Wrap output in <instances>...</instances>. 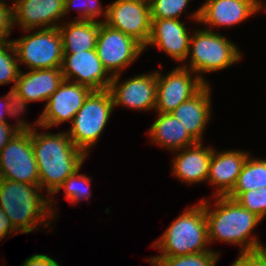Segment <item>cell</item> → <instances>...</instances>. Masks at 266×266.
Segmentation results:
<instances>
[{
	"mask_svg": "<svg viewBox=\"0 0 266 266\" xmlns=\"http://www.w3.org/2000/svg\"><path fill=\"white\" fill-rule=\"evenodd\" d=\"M211 88L209 83L206 84L196 95L171 112L197 142H203V134L211 120Z\"/></svg>",
	"mask_w": 266,
	"mask_h": 266,
	"instance_id": "ffe728a7",
	"label": "cell"
},
{
	"mask_svg": "<svg viewBox=\"0 0 266 266\" xmlns=\"http://www.w3.org/2000/svg\"><path fill=\"white\" fill-rule=\"evenodd\" d=\"M0 178L39 185V169L32 145V130L19 131L0 152Z\"/></svg>",
	"mask_w": 266,
	"mask_h": 266,
	"instance_id": "ba28073f",
	"label": "cell"
},
{
	"mask_svg": "<svg viewBox=\"0 0 266 266\" xmlns=\"http://www.w3.org/2000/svg\"><path fill=\"white\" fill-rule=\"evenodd\" d=\"M64 1L13 0V27L18 26L22 31L59 27L64 17Z\"/></svg>",
	"mask_w": 266,
	"mask_h": 266,
	"instance_id": "2e32d148",
	"label": "cell"
},
{
	"mask_svg": "<svg viewBox=\"0 0 266 266\" xmlns=\"http://www.w3.org/2000/svg\"><path fill=\"white\" fill-rule=\"evenodd\" d=\"M114 102L109 89L93 90L73 118L69 131H66L75 146L87 156L97 144L111 113Z\"/></svg>",
	"mask_w": 266,
	"mask_h": 266,
	"instance_id": "8992f818",
	"label": "cell"
},
{
	"mask_svg": "<svg viewBox=\"0 0 266 266\" xmlns=\"http://www.w3.org/2000/svg\"><path fill=\"white\" fill-rule=\"evenodd\" d=\"M81 171V167L77 169L72 175L68 176L65 181L62 183V185L57 189V191L53 194V196L50 197V210L54 216V219L58 217L57 211L58 210L54 204L55 199L54 195L59 193L60 190H64L65 197L68 202L74 205L77 203L81 204V200H90L91 196V179L93 177H90L88 175L79 173ZM63 188V189H62ZM90 190V191H89ZM53 199V200H52ZM55 206V207H54ZM56 208V209H55ZM55 213V214H54Z\"/></svg>",
	"mask_w": 266,
	"mask_h": 266,
	"instance_id": "d4e9b609",
	"label": "cell"
},
{
	"mask_svg": "<svg viewBox=\"0 0 266 266\" xmlns=\"http://www.w3.org/2000/svg\"><path fill=\"white\" fill-rule=\"evenodd\" d=\"M218 251H206L183 256H155L147 261L152 266H216L219 261Z\"/></svg>",
	"mask_w": 266,
	"mask_h": 266,
	"instance_id": "484cf974",
	"label": "cell"
},
{
	"mask_svg": "<svg viewBox=\"0 0 266 266\" xmlns=\"http://www.w3.org/2000/svg\"><path fill=\"white\" fill-rule=\"evenodd\" d=\"M142 1H145V2H148V3H150L152 0H142Z\"/></svg>",
	"mask_w": 266,
	"mask_h": 266,
	"instance_id": "f35d334b",
	"label": "cell"
},
{
	"mask_svg": "<svg viewBox=\"0 0 266 266\" xmlns=\"http://www.w3.org/2000/svg\"><path fill=\"white\" fill-rule=\"evenodd\" d=\"M262 191V199H263V220L266 217V187L260 189Z\"/></svg>",
	"mask_w": 266,
	"mask_h": 266,
	"instance_id": "74e56055",
	"label": "cell"
},
{
	"mask_svg": "<svg viewBox=\"0 0 266 266\" xmlns=\"http://www.w3.org/2000/svg\"><path fill=\"white\" fill-rule=\"evenodd\" d=\"M63 80L61 68L35 69L26 72L20 69L15 87L28 103L47 102Z\"/></svg>",
	"mask_w": 266,
	"mask_h": 266,
	"instance_id": "44dd1931",
	"label": "cell"
},
{
	"mask_svg": "<svg viewBox=\"0 0 266 266\" xmlns=\"http://www.w3.org/2000/svg\"><path fill=\"white\" fill-rule=\"evenodd\" d=\"M242 207L256 214L263 220V199L261 190H249L242 192L235 199Z\"/></svg>",
	"mask_w": 266,
	"mask_h": 266,
	"instance_id": "4dcf8cb0",
	"label": "cell"
},
{
	"mask_svg": "<svg viewBox=\"0 0 266 266\" xmlns=\"http://www.w3.org/2000/svg\"><path fill=\"white\" fill-rule=\"evenodd\" d=\"M191 0H152L149 3L151 19H180Z\"/></svg>",
	"mask_w": 266,
	"mask_h": 266,
	"instance_id": "f546056e",
	"label": "cell"
},
{
	"mask_svg": "<svg viewBox=\"0 0 266 266\" xmlns=\"http://www.w3.org/2000/svg\"><path fill=\"white\" fill-rule=\"evenodd\" d=\"M213 147L209 164L208 184L216 189L213 197L227 196L234 188L238 175L249 157L250 152L240 150H223L217 152Z\"/></svg>",
	"mask_w": 266,
	"mask_h": 266,
	"instance_id": "d6986e66",
	"label": "cell"
},
{
	"mask_svg": "<svg viewBox=\"0 0 266 266\" xmlns=\"http://www.w3.org/2000/svg\"><path fill=\"white\" fill-rule=\"evenodd\" d=\"M38 128L32 129V145L39 169V187L50 198L89 156L75 146L66 131L38 133Z\"/></svg>",
	"mask_w": 266,
	"mask_h": 266,
	"instance_id": "6da1fadb",
	"label": "cell"
},
{
	"mask_svg": "<svg viewBox=\"0 0 266 266\" xmlns=\"http://www.w3.org/2000/svg\"><path fill=\"white\" fill-rule=\"evenodd\" d=\"M61 71L64 80L88 86L92 90L109 89L112 80L96 49L64 53Z\"/></svg>",
	"mask_w": 266,
	"mask_h": 266,
	"instance_id": "9a60e30c",
	"label": "cell"
},
{
	"mask_svg": "<svg viewBox=\"0 0 266 266\" xmlns=\"http://www.w3.org/2000/svg\"><path fill=\"white\" fill-rule=\"evenodd\" d=\"M204 145L202 142H197L173 152L175 154L171 160V173L182 183L197 185L207 182L213 148Z\"/></svg>",
	"mask_w": 266,
	"mask_h": 266,
	"instance_id": "ac0fdd59",
	"label": "cell"
},
{
	"mask_svg": "<svg viewBox=\"0 0 266 266\" xmlns=\"http://www.w3.org/2000/svg\"><path fill=\"white\" fill-rule=\"evenodd\" d=\"M23 32L26 36L12 40L19 64L28 70L61 68L64 53L58 27Z\"/></svg>",
	"mask_w": 266,
	"mask_h": 266,
	"instance_id": "52a82bcc",
	"label": "cell"
},
{
	"mask_svg": "<svg viewBox=\"0 0 266 266\" xmlns=\"http://www.w3.org/2000/svg\"><path fill=\"white\" fill-rule=\"evenodd\" d=\"M192 31L189 46V63L186 61L182 67L190 69L203 82L208 84L205 73L218 72L229 68L241 61L242 52L229 38L220 32L208 29H195Z\"/></svg>",
	"mask_w": 266,
	"mask_h": 266,
	"instance_id": "5b68a950",
	"label": "cell"
},
{
	"mask_svg": "<svg viewBox=\"0 0 266 266\" xmlns=\"http://www.w3.org/2000/svg\"><path fill=\"white\" fill-rule=\"evenodd\" d=\"M78 9V16L75 20H92L105 22L107 17L108 7H103L100 0H65L64 1V16L68 15L71 9ZM104 20H97L98 18Z\"/></svg>",
	"mask_w": 266,
	"mask_h": 266,
	"instance_id": "83f0119b",
	"label": "cell"
},
{
	"mask_svg": "<svg viewBox=\"0 0 266 266\" xmlns=\"http://www.w3.org/2000/svg\"><path fill=\"white\" fill-rule=\"evenodd\" d=\"M157 69V93L155 112L171 113L182 102L196 95L205 85L195 73L182 66H176L166 75Z\"/></svg>",
	"mask_w": 266,
	"mask_h": 266,
	"instance_id": "30bf717a",
	"label": "cell"
},
{
	"mask_svg": "<svg viewBox=\"0 0 266 266\" xmlns=\"http://www.w3.org/2000/svg\"><path fill=\"white\" fill-rule=\"evenodd\" d=\"M107 9L105 24L134 38L143 47L151 34V12L142 0H115Z\"/></svg>",
	"mask_w": 266,
	"mask_h": 266,
	"instance_id": "7c38bea8",
	"label": "cell"
},
{
	"mask_svg": "<svg viewBox=\"0 0 266 266\" xmlns=\"http://www.w3.org/2000/svg\"><path fill=\"white\" fill-rule=\"evenodd\" d=\"M12 29H14L12 5H8L6 0H0V43L12 41L8 39Z\"/></svg>",
	"mask_w": 266,
	"mask_h": 266,
	"instance_id": "1f68e13d",
	"label": "cell"
},
{
	"mask_svg": "<svg viewBox=\"0 0 266 266\" xmlns=\"http://www.w3.org/2000/svg\"><path fill=\"white\" fill-rule=\"evenodd\" d=\"M211 201L202 199L208 225L209 244L214 241L240 246V252H254L266 248L258 237L252 234L262 219L227 196H217Z\"/></svg>",
	"mask_w": 266,
	"mask_h": 266,
	"instance_id": "7a4b0ae2",
	"label": "cell"
},
{
	"mask_svg": "<svg viewBox=\"0 0 266 266\" xmlns=\"http://www.w3.org/2000/svg\"><path fill=\"white\" fill-rule=\"evenodd\" d=\"M184 22L181 19H152L151 34L144 51L148 46L156 47L182 66L188 61L191 38Z\"/></svg>",
	"mask_w": 266,
	"mask_h": 266,
	"instance_id": "e0dca14e",
	"label": "cell"
},
{
	"mask_svg": "<svg viewBox=\"0 0 266 266\" xmlns=\"http://www.w3.org/2000/svg\"><path fill=\"white\" fill-rule=\"evenodd\" d=\"M208 245L205 207L198 202L182 211L159 239L153 242L152 247L159 250L160 255L156 256H183L214 251Z\"/></svg>",
	"mask_w": 266,
	"mask_h": 266,
	"instance_id": "277c9868",
	"label": "cell"
},
{
	"mask_svg": "<svg viewBox=\"0 0 266 266\" xmlns=\"http://www.w3.org/2000/svg\"><path fill=\"white\" fill-rule=\"evenodd\" d=\"M42 191L39 185L0 178V208L19 234L34 232L41 226L51 227L54 216L50 198L40 194Z\"/></svg>",
	"mask_w": 266,
	"mask_h": 266,
	"instance_id": "3957f363",
	"label": "cell"
},
{
	"mask_svg": "<svg viewBox=\"0 0 266 266\" xmlns=\"http://www.w3.org/2000/svg\"><path fill=\"white\" fill-rule=\"evenodd\" d=\"M96 52L108 73L113 77L132 65L144 52L134 38L100 22Z\"/></svg>",
	"mask_w": 266,
	"mask_h": 266,
	"instance_id": "9c48e42d",
	"label": "cell"
},
{
	"mask_svg": "<svg viewBox=\"0 0 266 266\" xmlns=\"http://www.w3.org/2000/svg\"><path fill=\"white\" fill-rule=\"evenodd\" d=\"M197 10L191 12L189 18L199 25L209 26L214 31L216 27H233L239 25L250 16L263 11L261 0H205ZM212 27V28H210Z\"/></svg>",
	"mask_w": 266,
	"mask_h": 266,
	"instance_id": "8fae6325",
	"label": "cell"
},
{
	"mask_svg": "<svg viewBox=\"0 0 266 266\" xmlns=\"http://www.w3.org/2000/svg\"><path fill=\"white\" fill-rule=\"evenodd\" d=\"M20 69L12 41L0 43V85L13 83L15 87Z\"/></svg>",
	"mask_w": 266,
	"mask_h": 266,
	"instance_id": "4316f807",
	"label": "cell"
},
{
	"mask_svg": "<svg viewBox=\"0 0 266 266\" xmlns=\"http://www.w3.org/2000/svg\"><path fill=\"white\" fill-rule=\"evenodd\" d=\"M21 266H61L60 263L47 254H34L26 258Z\"/></svg>",
	"mask_w": 266,
	"mask_h": 266,
	"instance_id": "836d02e7",
	"label": "cell"
},
{
	"mask_svg": "<svg viewBox=\"0 0 266 266\" xmlns=\"http://www.w3.org/2000/svg\"><path fill=\"white\" fill-rule=\"evenodd\" d=\"M121 75L113 76L109 87L114 108L123 106L136 111H154L157 93V70L138 74L122 82L120 81Z\"/></svg>",
	"mask_w": 266,
	"mask_h": 266,
	"instance_id": "4fadbf2b",
	"label": "cell"
},
{
	"mask_svg": "<svg viewBox=\"0 0 266 266\" xmlns=\"http://www.w3.org/2000/svg\"><path fill=\"white\" fill-rule=\"evenodd\" d=\"M6 99L8 103V117H16V124L14 125L18 131H31L36 127H40L39 117L32 125L20 117L27 109L29 104L16 89V87H11V90L6 94ZM21 118V119H20ZM23 120V121H22ZM35 126V127H34Z\"/></svg>",
	"mask_w": 266,
	"mask_h": 266,
	"instance_id": "f1b7e54d",
	"label": "cell"
},
{
	"mask_svg": "<svg viewBox=\"0 0 266 266\" xmlns=\"http://www.w3.org/2000/svg\"><path fill=\"white\" fill-rule=\"evenodd\" d=\"M8 103H7V99H6V95L1 97L0 100V122H9L8 120H6V115H8Z\"/></svg>",
	"mask_w": 266,
	"mask_h": 266,
	"instance_id": "8d00e7d4",
	"label": "cell"
},
{
	"mask_svg": "<svg viewBox=\"0 0 266 266\" xmlns=\"http://www.w3.org/2000/svg\"><path fill=\"white\" fill-rule=\"evenodd\" d=\"M92 91L88 86L63 80L58 89L49 97L39 116L40 128L47 130L65 122L71 124Z\"/></svg>",
	"mask_w": 266,
	"mask_h": 266,
	"instance_id": "5bb4252c",
	"label": "cell"
},
{
	"mask_svg": "<svg viewBox=\"0 0 266 266\" xmlns=\"http://www.w3.org/2000/svg\"><path fill=\"white\" fill-rule=\"evenodd\" d=\"M17 132L19 131L14 125L0 122V152Z\"/></svg>",
	"mask_w": 266,
	"mask_h": 266,
	"instance_id": "e575fe53",
	"label": "cell"
},
{
	"mask_svg": "<svg viewBox=\"0 0 266 266\" xmlns=\"http://www.w3.org/2000/svg\"><path fill=\"white\" fill-rule=\"evenodd\" d=\"M230 266H266V248L254 252L238 254V259Z\"/></svg>",
	"mask_w": 266,
	"mask_h": 266,
	"instance_id": "d6a6232c",
	"label": "cell"
},
{
	"mask_svg": "<svg viewBox=\"0 0 266 266\" xmlns=\"http://www.w3.org/2000/svg\"><path fill=\"white\" fill-rule=\"evenodd\" d=\"M148 129V137L152 144L165 148L170 152L192 146L197 141L190 135L181 122L171 113H159Z\"/></svg>",
	"mask_w": 266,
	"mask_h": 266,
	"instance_id": "7402d4cb",
	"label": "cell"
},
{
	"mask_svg": "<svg viewBox=\"0 0 266 266\" xmlns=\"http://www.w3.org/2000/svg\"><path fill=\"white\" fill-rule=\"evenodd\" d=\"M19 234L12 226L10 219L0 208V241L3 240L8 234Z\"/></svg>",
	"mask_w": 266,
	"mask_h": 266,
	"instance_id": "d590c367",
	"label": "cell"
},
{
	"mask_svg": "<svg viewBox=\"0 0 266 266\" xmlns=\"http://www.w3.org/2000/svg\"><path fill=\"white\" fill-rule=\"evenodd\" d=\"M266 187V159L251 155L245 161L233 190L227 197L235 200L242 192Z\"/></svg>",
	"mask_w": 266,
	"mask_h": 266,
	"instance_id": "cb8c5ba5",
	"label": "cell"
},
{
	"mask_svg": "<svg viewBox=\"0 0 266 266\" xmlns=\"http://www.w3.org/2000/svg\"><path fill=\"white\" fill-rule=\"evenodd\" d=\"M63 44V53H77L96 49L100 21L70 20L58 27Z\"/></svg>",
	"mask_w": 266,
	"mask_h": 266,
	"instance_id": "603a6c76",
	"label": "cell"
}]
</instances>
